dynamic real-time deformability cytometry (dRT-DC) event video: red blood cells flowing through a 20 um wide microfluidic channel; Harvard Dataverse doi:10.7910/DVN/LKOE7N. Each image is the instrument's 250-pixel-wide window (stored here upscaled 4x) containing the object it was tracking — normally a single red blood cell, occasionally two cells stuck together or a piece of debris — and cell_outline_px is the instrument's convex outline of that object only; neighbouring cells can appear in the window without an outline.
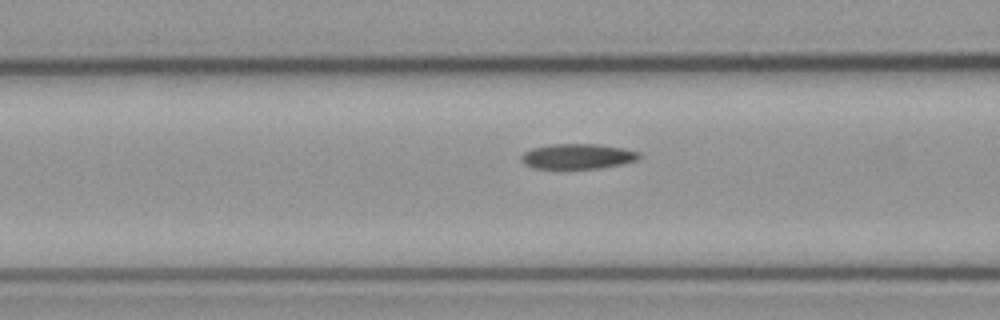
{"species": "common noctule bat (a hibernating species)", "species_latin": "Nyctalus noctula", "temperature_condition": "cold", "stored_images_in_passage": 28, "camera_frame_rate_fps": 3000, "um_per_image_px": 0.085, "animal": {"sex": "male", "body_mass_g": 23.1, "forearm_length_mm": 52.7}, "frame": {"image": 1, "passage_image": 6, "time_ms": 1.667, "image_size_px": [1000, 320], "cell_outline_px": [[640, 156], [636, 160], [624, 164], [600, 168], [532, 168], [524, 164], [520, 160], [520, 156], [524, 152], [532, 148], [552, 144], [600, 144], [624, 148], [640, 152]], "centroid_in_image_um": [49.1, 13.28], "position_along_channel_um": 117.5, "area_um2": 17.4}}
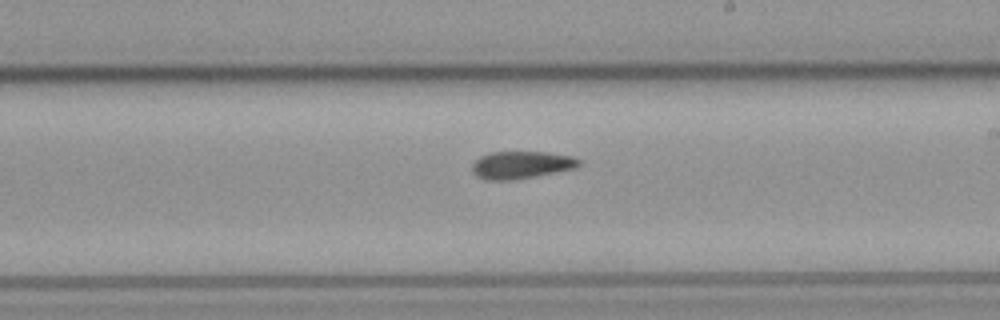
{"frame": {"image": 2, "passage_image": 16, "time_ms": 5.0, "image_size_px": [1000, 320], "cell_outline_px": [[580, 164], [576, 168], [516, 180], [484, 180], [476, 176], [472, 172], [472, 164], [480, 156], [488, 152], [548, 152], [572, 156], [580, 160]], "centroid_in_image_um": [44.28, 14.02], "position_along_channel_um": 244.7, "area_um2": 17.28}}
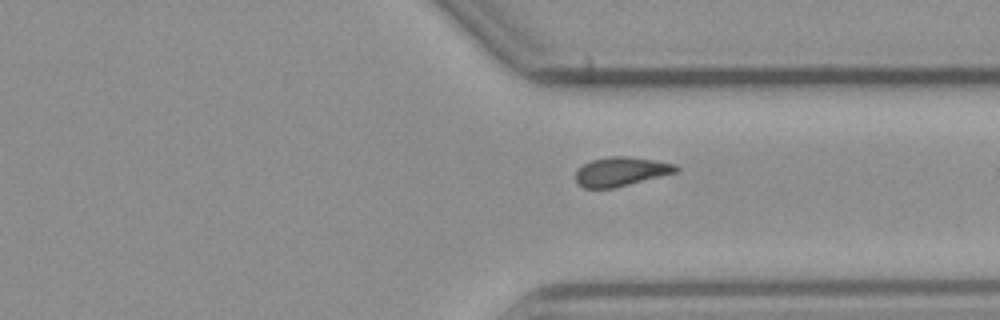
{"frame": {"image": 3, "passage_image": 25, "time_ms": 8.0, "image_size_px": [1000, 320], "cell_outline_px": [[680, 168], [676, 172], [612, 188], [584, 188], [576, 180], [576, 168], [592, 160], [608, 156], [628, 156], [656, 160], [676, 164]], "centroid_in_image_um": [52.77, 14.56], "position_along_channel_um": 358.6, "area_um2": 16.88}}